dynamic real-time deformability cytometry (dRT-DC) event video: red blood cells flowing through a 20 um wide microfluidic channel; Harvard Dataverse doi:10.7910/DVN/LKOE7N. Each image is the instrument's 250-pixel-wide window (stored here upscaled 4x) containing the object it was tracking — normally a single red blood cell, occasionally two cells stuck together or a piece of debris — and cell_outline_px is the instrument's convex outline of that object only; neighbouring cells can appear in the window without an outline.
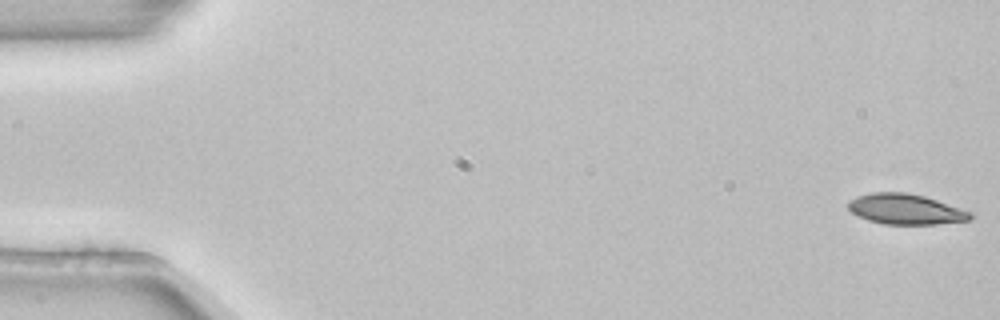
{"species": "common noctule bat (a hibernating species)", "species_latin": "Nyctalus noctula", "temperature_condition": "room temperature", "stored_images_in_passage": 4, "camera_frame_rate_fps": 3000, "um_per_image_px": 0.085, "animal": {"sex": "female", "body_mass_g": 22.7, "forearm_length_mm": 54.2}, "frame": {"image": 1, "passage_image": 1, "time_ms": 0.0, "image_size_px": [1000, 320], "cell_outline_px": [[972, 220], [936, 224], [884, 224], [868, 220], [852, 212], [848, 208], [848, 200], [856, 196], [872, 192], [908, 192], [924, 196], [972, 212]], "centroid_in_image_um": [76.97, 17.77], "position_along_channel_um": 8.0, "area_um2": 21.62}}
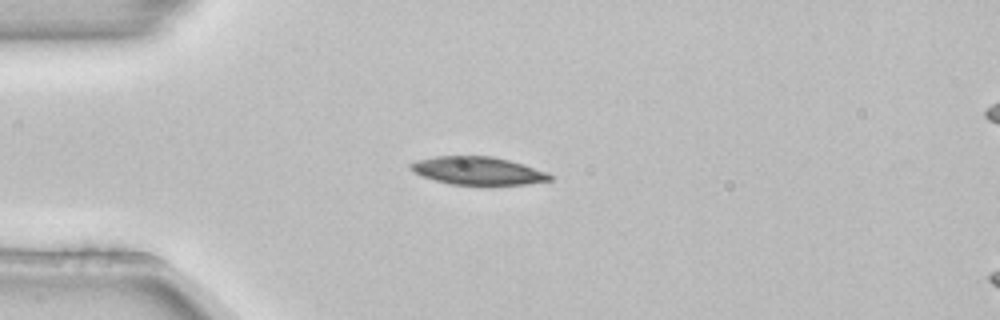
{"frame": {"image": 2, "passage_image": 3, "time_ms": 0.667, "image_size_px": [1000, 320], "cell_outline_px": [[552, 180], [524, 184], [448, 184], [412, 172], [408, 168], [408, 164], [416, 160], [436, 156], [492, 156], [508, 160], [548, 172], [552, 176]], "centroid_in_image_um": [40.57, 14.5], "position_along_channel_um": 44.4, "area_um2": 22.48}}